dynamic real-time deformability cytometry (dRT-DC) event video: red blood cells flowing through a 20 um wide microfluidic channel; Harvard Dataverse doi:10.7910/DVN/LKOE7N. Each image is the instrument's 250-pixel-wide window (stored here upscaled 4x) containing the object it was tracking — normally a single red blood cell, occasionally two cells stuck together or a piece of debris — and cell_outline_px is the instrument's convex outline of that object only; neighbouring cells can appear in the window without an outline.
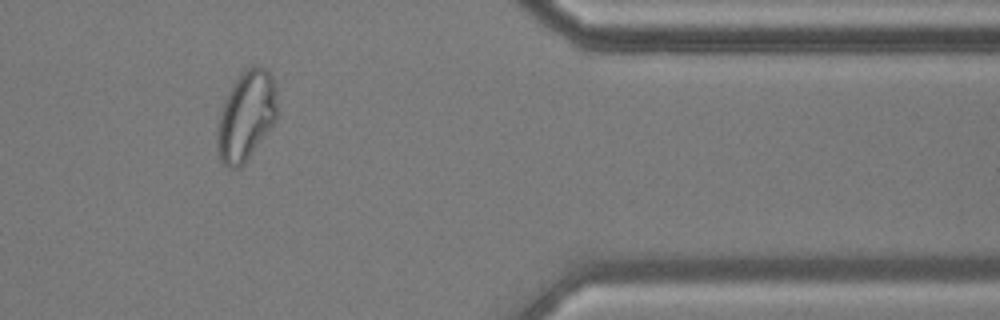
{"species": "common noctule bat (a hibernating species)", "species_latin": "Nyctalus noctula", "temperature_condition": "cold", "stored_images_in_passage": 40, "camera_frame_rate_fps": 3000, "um_per_image_px": 0.085, "animal": {"sex": "male", "body_mass_g": 17.9, "forearm_length_mm": 54.2}, "frame": {"image": 1, "passage_image": 34, "time_ms": 11.0, "image_size_px": [1000, 320], "cell_outline_px": [[276, 120], [244, 164], [240, 168], [228, 168], [220, 160], [216, 148], [216, 132], [220, 112], [224, 100], [232, 84], [252, 64], [260, 64], [272, 76], [276, 88]], "centroid_in_image_um": [20.9, 9.86], "position_along_channel_um": 390.5, "area_um2": 31.39}, "authors_computed_cell_mechanics": {"area_um2": 24.4205, "velocity_mm_per_s": 3.5633, "shape_relaxation_time_tau1_ms": null, "shape_relaxation_time_tau2_ms": 1.0348, "deformation_change_tau1": null, "deformation_change_tau2": 0.07}}